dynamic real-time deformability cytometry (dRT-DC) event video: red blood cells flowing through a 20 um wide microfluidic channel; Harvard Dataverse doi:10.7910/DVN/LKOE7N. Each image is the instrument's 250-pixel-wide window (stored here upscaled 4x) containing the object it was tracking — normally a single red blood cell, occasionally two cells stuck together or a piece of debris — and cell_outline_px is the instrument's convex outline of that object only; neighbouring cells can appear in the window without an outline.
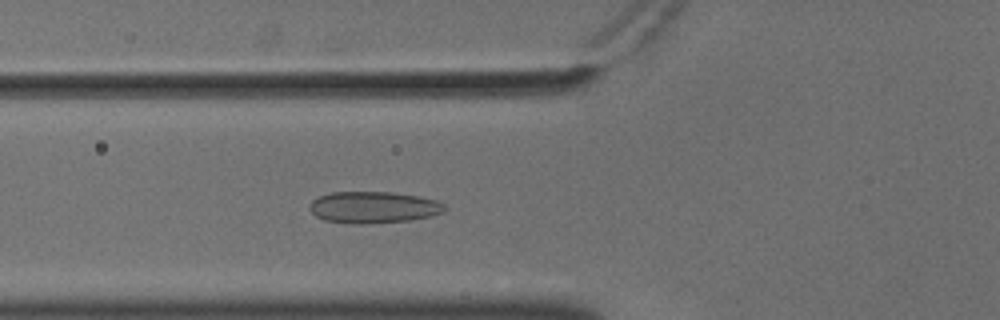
{"species": "common noctule bat (a hibernating species)", "species_latin": "Nyctalus noctula", "temperature_condition": "cold", "stored_images_in_passage": 56, "camera_frame_rate_fps": 3000, "um_per_image_px": 0.085, "animal": {"sex": "male", "body_mass_g": 18.8}, "frame": {"image": 1, "passage_image": 21, "time_ms": 6.667, "image_size_px": [1000, 320], "cell_outline_px": [[448, 208], [444, 212], [412, 220], [368, 224], [352, 224], [324, 220], [316, 216], [312, 212], [312, 200], [320, 196], [332, 192], [392, 192], [420, 196], [436, 200], [444, 204]], "centroid_in_image_um": [31.79, 17.62], "position_along_channel_um": 94.0, "area_um2": 24.91}}
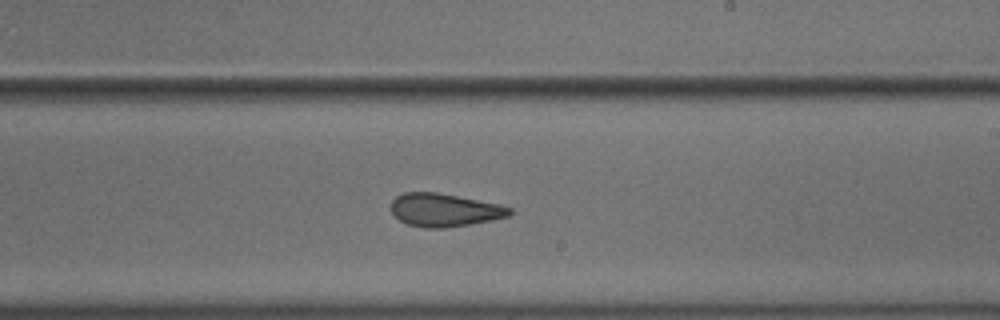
{"frame": {"image": 2, "passage_image": 34, "time_ms": 11.0, "image_size_px": [1000, 320], "cell_outline_px": [[512, 212], [508, 216], [448, 228], [424, 228], [408, 224], [400, 220], [392, 212], [392, 200], [396, 196], [404, 192], [436, 192], [500, 204], [512, 208]], "centroid_in_image_um": [37.76, 17.84], "position_along_channel_um": 251.2, "area_um2": 22.66}}
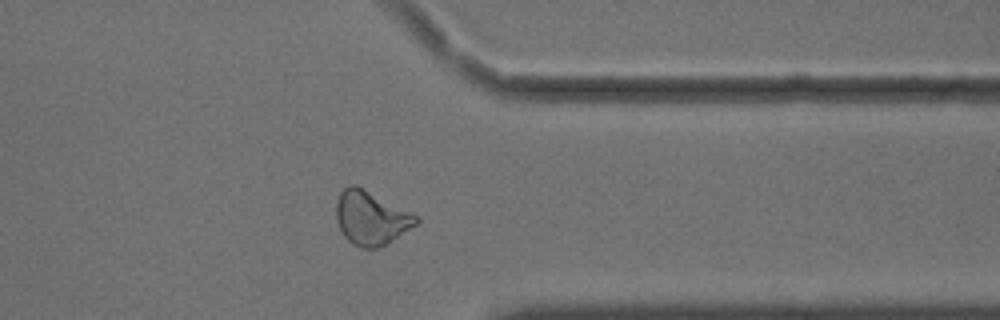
{"frame": {"image": 3, "passage_image": 45, "time_ms": 14.667, "image_size_px": [1000, 320], "cell_outline_px": [[420, 220], [416, 224], [388, 244], [376, 248], [360, 248], [352, 244], [344, 236], [336, 220], [336, 204], [340, 192], [348, 184], [356, 184], [420, 216]], "centroid_in_image_um": [31.54, 18.52], "position_along_channel_um": 379.9, "area_um2": 25.32}, "authors_computed_cell_mechanics": {"area_um2": 25.1141, "velocity_mm_per_s": 3.6099, "shape_relaxation_time_tau1_ms": null, "shape_relaxation_time_tau2_ms": 1.9295, "deformation_change_tau1": null, "deformation_change_tau2": 0.091}}